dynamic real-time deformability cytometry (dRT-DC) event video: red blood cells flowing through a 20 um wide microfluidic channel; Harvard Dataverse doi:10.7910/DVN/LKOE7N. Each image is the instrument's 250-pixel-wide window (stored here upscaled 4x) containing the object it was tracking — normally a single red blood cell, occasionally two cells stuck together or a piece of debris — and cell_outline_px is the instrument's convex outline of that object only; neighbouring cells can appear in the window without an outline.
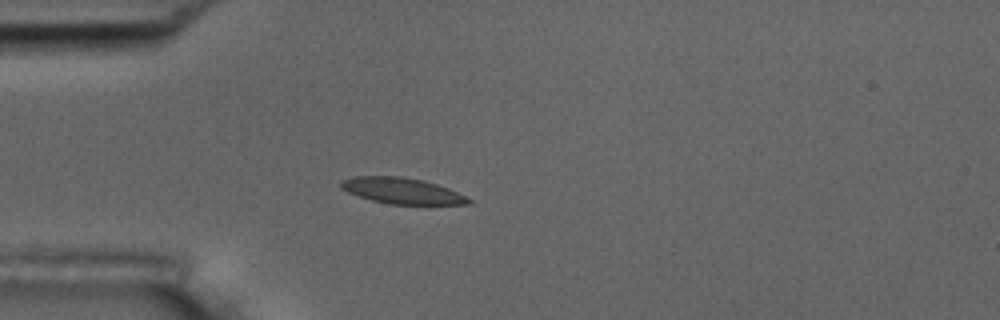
{"species": "common noctule bat (a hibernating species)", "species_latin": "Nyctalus noctula", "temperature_condition": "room temperature", "stored_images_in_passage": 2, "camera_frame_rate_fps": 3000, "um_per_image_px": 0.085, "animal": {"sex": "male", "body_mass_g": 17.5, "forearm_length_mm": 52.3}, "frame": {"image": 1, "passage_image": 1, "time_ms": 0.0, "image_size_px": [1000, 320], "cell_outline_px": [[472, 204], [392, 204], [372, 200], [348, 192], [340, 188], [340, 180], [352, 176], [400, 176], [424, 180], [448, 188], [472, 200]], "centroid_in_image_um": [34.13, 16.2], "position_along_channel_um": 50.9, "area_um2": 19.19}}